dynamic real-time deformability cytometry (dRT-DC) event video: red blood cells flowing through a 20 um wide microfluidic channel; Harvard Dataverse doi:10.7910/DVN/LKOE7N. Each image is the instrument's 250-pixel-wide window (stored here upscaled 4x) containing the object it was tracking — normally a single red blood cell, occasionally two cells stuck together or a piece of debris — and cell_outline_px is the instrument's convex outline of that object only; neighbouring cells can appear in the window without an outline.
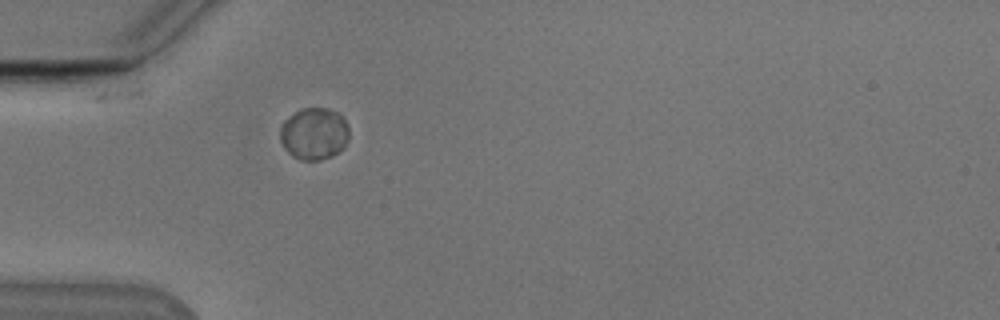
{"species": "Egyptian fruit bat (a non-hibernating species)", "species_latin": "Rousettus aegyptiacus", "temperature_condition": "cold", "stored_images_in_passage": 12, "camera_frame_rate_fps": 3000, "um_per_image_px": 0.085, "animal": {"sex": "male"}, "frame": {"image": 1, "passage_image": 1, "time_ms": 0.0, "image_size_px": [1000, 320], "cell_outline_px": [[348, 136], [344, 148], [332, 156], [320, 160], [300, 160], [292, 156], [288, 152], [280, 140], [280, 124], [288, 116], [300, 108], [328, 108], [340, 112], [348, 128]], "centroid_in_image_um": [26.68, 11.35], "position_along_channel_um": 58.3, "area_um2": 21.15}}
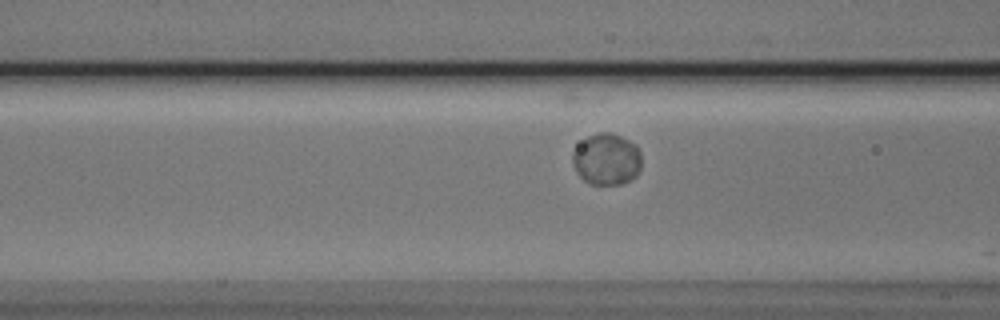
{"frame": {"image": 2, "passage_image": 6, "time_ms": 1.667, "image_size_px": [1000, 320], "cell_outline_px": [[640, 168], [636, 176], [620, 184], [592, 184], [584, 180], [576, 172], [572, 160], [572, 152], [588, 136], [600, 132], [612, 132], [636, 144], [640, 152]], "centroid_in_image_um": [51.56, 13.52], "position_along_channel_um": 115.0, "area_um2": 20.58}}
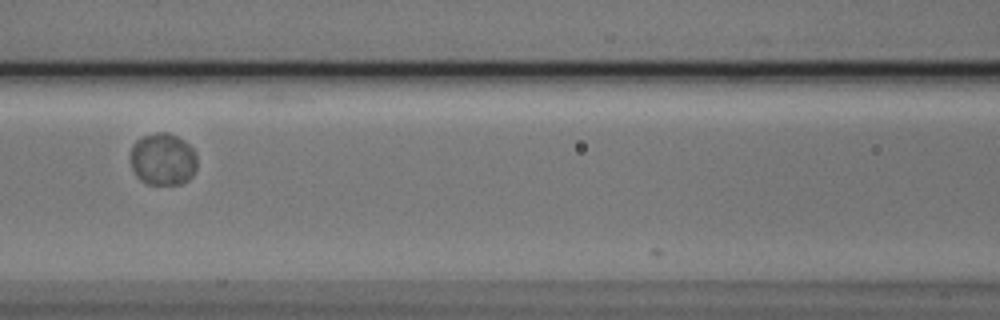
{"frame": {"image": 3, "passage_image": 9, "time_ms": 2.667, "image_size_px": [1000, 320], "cell_outline_px": [[196, 168], [192, 176], [188, 180], [180, 184], [148, 184], [140, 180], [136, 176], [132, 168], [132, 144], [136, 140], [144, 136], [156, 132], [168, 132], [184, 140], [196, 152]], "centroid_in_image_um": [13.86, 13.53], "position_along_channel_um": 152.7, "area_um2": 20.29}}